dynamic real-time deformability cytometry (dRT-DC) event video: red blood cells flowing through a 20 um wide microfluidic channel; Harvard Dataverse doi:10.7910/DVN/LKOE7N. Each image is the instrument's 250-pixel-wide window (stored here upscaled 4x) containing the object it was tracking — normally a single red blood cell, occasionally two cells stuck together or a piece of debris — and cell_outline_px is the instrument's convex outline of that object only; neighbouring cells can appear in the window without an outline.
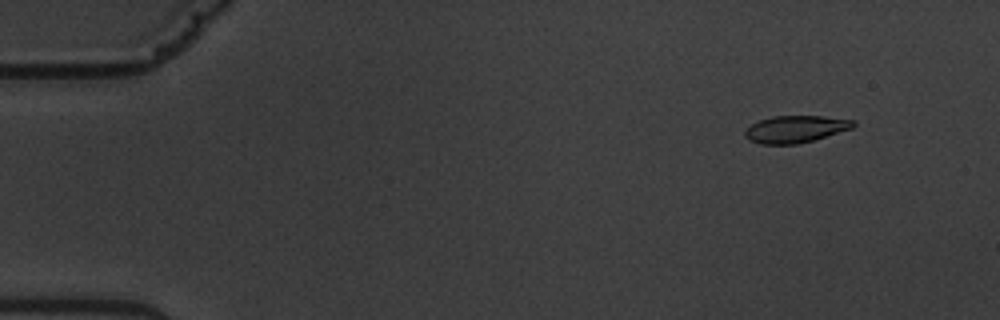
{"species": "common noctule bat (a hibernating species)", "species_latin": "Nyctalus noctula", "temperature_condition": "warm", "stored_images_in_passage": 2, "camera_frame_rate_fps": 3000, "um_per_image_px": 0.085, "animal": {"sex": "male", "body_mass_g": 19.5, "forearm_length_mm": 54.6}, "frame": {"image": 1, "passage_image": 1, "time_ms": 0.0, "image_size_px": [1000, 320], "cell_outline_px": [[856, 124], [852, 128], [812, 140], [796, 144], [760, 144], [748, 140], [744, 136], [744, 132], [752, 124], [760, 120], [772, 116], [824, 116], [856, 120]], "centroid_in_image_um": [67.61, 10.97], "position_along_channel_um": 17.4, "area_um2": 16.99}}